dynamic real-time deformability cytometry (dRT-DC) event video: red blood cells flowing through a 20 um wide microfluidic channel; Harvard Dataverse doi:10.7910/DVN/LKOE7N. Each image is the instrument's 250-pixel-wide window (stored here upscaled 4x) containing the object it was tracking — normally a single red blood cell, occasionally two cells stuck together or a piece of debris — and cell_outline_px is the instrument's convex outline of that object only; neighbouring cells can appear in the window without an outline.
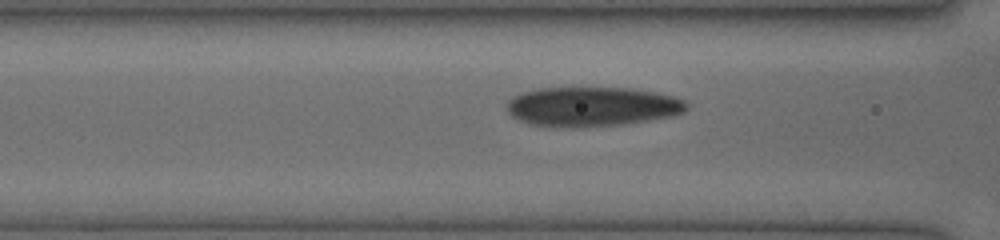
{"species": "human", "species_latin": "Homo sapiens", "temperature_condition": "cold", "stored_images_in_passage": 36, "camera_frame_rate_fps": 3000, "um_per_image_px": 0.085, "donor": {"sex": "female"}, "frame": {"image": 1, "passage_image": 13, "time_ms": 4.0, "image_size_px": [1000, 240], "cell_outline_px": [[688, 108], [684, 112], [672, 116], [624, 124], [572, 128], [556, 128], [528, 124], [512, 116], [508, 112], [508, 100], [512, 96], [520, 92], [536, 88], [572, 84], [628, 88], [676, 96], [688, 100]], "centroid_in_image_um": [50.28, 9.02], "position_along_channel_um": 116.3, "area_um2": 43.23}}
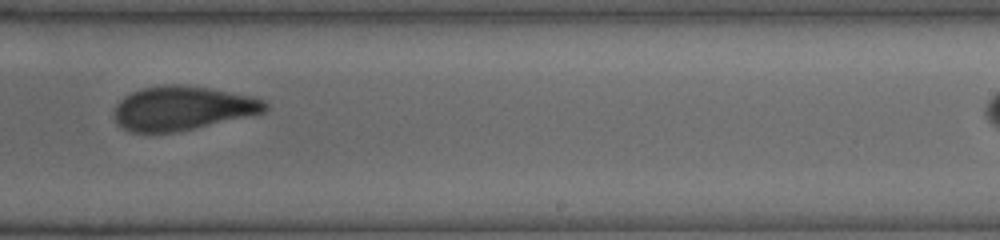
{"frame": {"image": 2, "passage_image": 24, "time_ms": 7.667, "image_size_px": [1000, 240], "cell_outline_px": [[268, 108], [264, 112], [176, 132], [132, 132], [116, 124], [112, 112], [116, 104], [124, 96], [140, 88], [164, 84], [180, 84], [208, 88], [252, 96], [264, 100], [268, 104]], "centroid_in_image_um": [15.45, 9.18], "position_along_channel_um": 273.6, "area_um2": 38.67}}
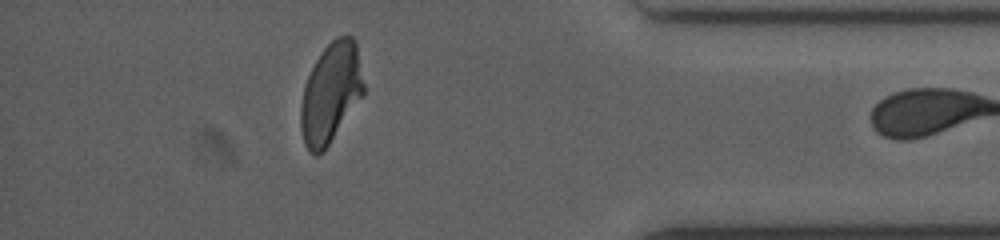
{"frame": {"image": 3, "passage_image": 35, "time_ms": 11.333, "image_size_px": [1000, 240], "cell_outline_px": [[364, 96], [324, 152], [316, 156], [308, 152], [304, 144], [300, 128], [300, 104], [304, 84], [320, 52], [336, 36], [352, 36], [356, 40], [364, 84]], "centroid_in_image_um": [28.11, 7.94], "position_along_channel_um": 407.1, "area_um2": 37.34}}